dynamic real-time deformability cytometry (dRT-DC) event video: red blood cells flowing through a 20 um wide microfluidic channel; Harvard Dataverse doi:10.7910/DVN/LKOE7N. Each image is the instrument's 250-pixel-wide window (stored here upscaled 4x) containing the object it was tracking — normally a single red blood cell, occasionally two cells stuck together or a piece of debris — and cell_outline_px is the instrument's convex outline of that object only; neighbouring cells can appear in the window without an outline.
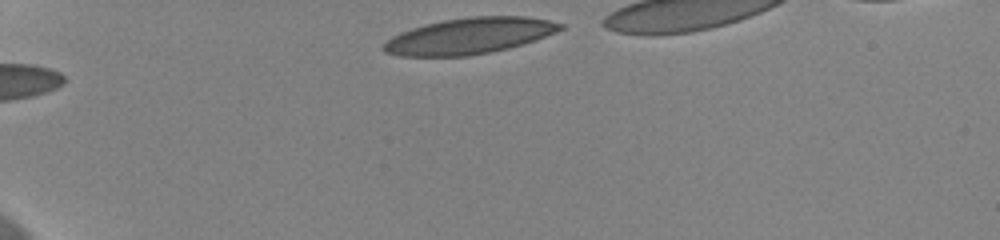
{"species": "human", "species_latin": "Homo sapiens", "temperature_condition": "cold", "stored_images_in_passage": 35, "camera_frame_rate_fps": 3000, "um_per_image_px": 0.085, "donor": {"sex": "female"}, "frame": {"image": 1, "passage_image": 1, "time_ms": 0.0, "image_size_px": [1000, 240], "cell_outline_px": [[564, 28], [556, 32], [536, 40], [524, 44], [508, 48], [468, 56], [400, 56], [384, 52], [380, 48], [392, 36], [400, 32], [424, 24], [444, 20], [472, 16], [528, 16], [548, 20], [564, 24]], "centroid_in_image_um": [39.9, 3.05], "position_along_channel_um": 45.1, "area_um2": 37.22}}
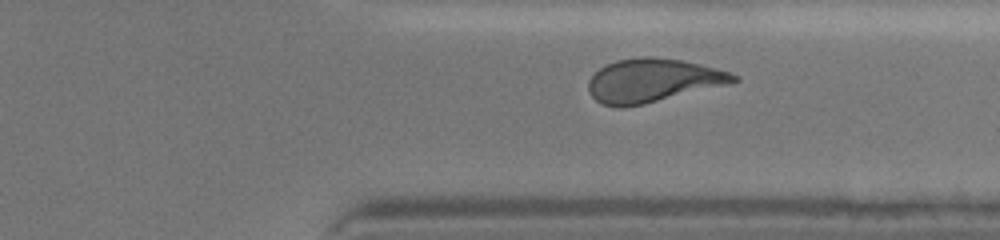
{"frame": {"image": 2, "passage_image": 31, "time_ms": 10.0, "image_size_px": [1000, 240], "cell_outline_px": [[740, 80], [732, 84], [644, 104], [620, 108], [600, 104], [588, 92], [588, 80], [600, 68], [616, 60], [640, 56], [652, 56], [680, 60], [700, 64], [732, 72], [740, 76]], "centroid_in_image_um": [55.53, 6.85], "position_along_channel_um": 355.9, "area_um2": 37.28}}
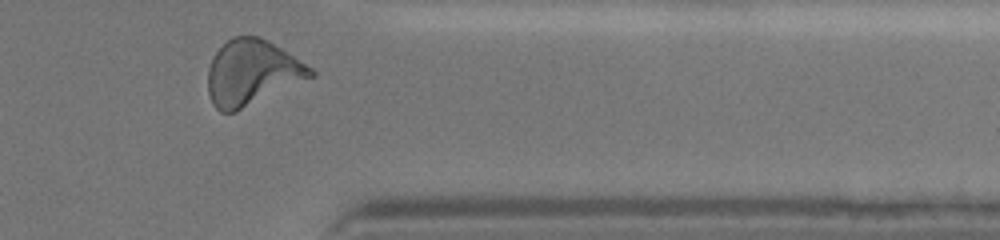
{"frame": {"image": 3, "passage_image": 34, "time_ms": 11.0, "image_size_px": [1000, 240], "cell_outline_px": [[316, 76], [236, 112], [220, 112], [212, 104], [208, 92], [208, 68], [216, 52], [232, 36], [260, 36], [268, 40], [312, 68], [316, 72]], "centroid_in_image_um": [21.42, 6.19], "position_along_channel_um": 390.0, "area_um2": 39.13}, "authors_computed_cell_mechanics": {"area_um2": 37.2232, "velocity_mm_per_s": 3.6432, "shape_relaxation_time_tau1_ms": 9.004, "shape_relaxation_time_tau2_ms": 1.9558, "deformation_change_tau1": 0.2393, "deformation_change_tau2": 0.1075}}